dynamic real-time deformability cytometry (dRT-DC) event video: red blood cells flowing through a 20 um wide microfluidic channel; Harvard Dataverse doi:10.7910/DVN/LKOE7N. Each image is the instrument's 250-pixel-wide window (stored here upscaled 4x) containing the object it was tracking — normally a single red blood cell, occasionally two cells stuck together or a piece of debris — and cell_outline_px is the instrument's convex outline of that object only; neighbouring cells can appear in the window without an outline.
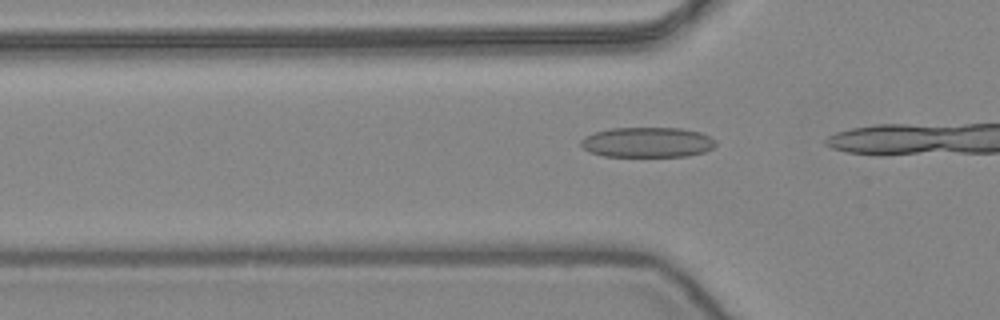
{"species": "common noctule bat (a hibernating species)", "species_latin": "Nyctalus noctula", "temperature_condition": "warm", "stored_images_in_passage": 15, "camera_frame_rate_fps": 3000, "um_per_image_px": 0.085, "animal": {"sex": "female", "body_mass_g": 24.6, "forearm_length_mm": 56.2}, "frame": {"image": 1, "passage_image": 13, "time_ms": 4.0, "image_size_px": [1000, 320], "cell_outline_px": [[716, 144], [712, 148], [704, 152], [688, 156], [604, 156], [588, 152], [580, 144], [580, 140], [584, 136], [608, 128], [680, 128], [700, 132], [716, 140]], "centroid_in_image_um": [55.0, 12.09], "position_along_channel_um": 70.8, "area_um2": 23.76}}